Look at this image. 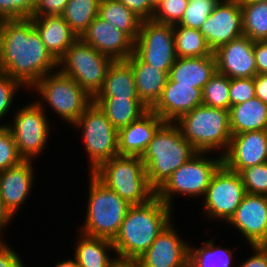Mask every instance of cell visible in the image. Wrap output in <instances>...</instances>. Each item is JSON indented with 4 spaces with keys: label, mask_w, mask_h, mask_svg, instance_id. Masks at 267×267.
<instances>
[{
    "label": "cell",
    "mask_w": 267,
    "mask_h": 267,
    "mask_svg": "<svg viewBox=\"0 0 267 267\" xmlns=\"http://www.w3.org/2000/svg\"><path fill=\"white\" fill-rule=\"evenodd\" d=\"M253 52L257 74H267V40L254 41Z\"/></svg>",
    "instance_id": "47"
},
{
    "label": "cell",
    "mask_w": 267,
    "mask_h": 267,
    "mask_svg": "<svg viewBox=\"0 0 267 267\" xmlns=\"http://www.w3.org/2000/svg\"><path fill=\"white\" fill-rule=\"evenodd\" d=\"M9 246L0 244V267H24L23 260Z\"/></svg>",
    "instance_id": "45"
},
{
    "label": "cell",
    "mask_w": 267,
    "mask_h": 267,
    "mask_svg": "<svg viewBox=\"0 0 267 267\" xmlns=\"http://www.w3.org/2000/svg\"><path fill=\"white\" fill-rule=\"evenodd\" d=\"M251 245H267V196L246 193L228 221Z\"/></svg>",
    "instance_id": "17"
},
{
    "label": "cell",
    "mask_w": 267,
    "mask_h": 267,
    "mask_svg": "<svg viewBox=\"0 0 267 267\" xmlns=\"http://www.w3.org/2000/svg\"><path fill=\"white\" fill-rule=\"evenodd\" d=\"M231 134L267 130V104L255 97L229 109Z\"/></svg>",
    "instance_id": "28"
},
{
    "label": "cell",
    "mask_w": 267,
    "mask_h": 267,
    "mask_svg": "<svg viewBox=\"0 0 267 267\" xmlns=\"http://www.w3.org/2000/svg\"><path fill=\"white\" fill-rule=\"evenodd\" d=\"M41 95L43 101L57 112L65 121L73 125L85 110L93 103L91 97L71 77L62 74L59 70L42 77L33 87Z\"/></svg>",
    "instance_id": "8"
},
{
    "label": "cell",
    "mask_w": 267,
    "mask_h": 267,
    "mask_svg": "<svg viewBox=\"0 0 267 267\" xmlns=\"http://www.w3.org/2000/svg\"><path fill=\"white\" fill-rule=\"evenodd\" d=\"M253 81L256 97L267 104V74H256Z\"/></svg>",
    "instance_id": "48"
},
{
    "label": "cell",
    "mask_w": 267,
    "mask_h": 267,
    "mask_svg": "<svg viewBox=\"0 0 267 267\" xmlns=\"http://www.w3.org/2000/svg\"><path fill=\"white\" fill-rule=\"evenodd\" d=\"M36 0H0V20H20L33 17Z\"/></svg>",
    "instance_id": "40"
},
{
    "label": "cell",
    "mask_w": 267,
    "mask_h": 267,
    "mask_svg": "<svg viewBox=\"0 0 267 267\" xmlns=\"http://www.w3.org/2000/svg\"><path fill=\"white\" fill-rule=\"evenodd\" d=\"M80 235L74 255L79 267H117L120 264L117 257L108 256L109 251L115 252L112 240Z\"/></svg>",
    "instance_id": "26"
},
{
    "label": "cell",
    "mask_w": 267,
    "mask_h": 267,
    "mask_svg": "<svg viewBox=\"0 0 267 267\" xmlns=\"http://www.w3.org/2000/svg\"><path fill=\"white\" fill-rule=\"evenodd\" d=\"M166 122L149 109L138 120L118 130V155L141 157Z\"/></svg>",
    "instance_id": "21"
},
{
    "label": "cell",
    "mask_w": 267,
    "mask_h": 267,
    "mask_svg": "<svg viewBox=\"0 0 267 267\" xmlns=\"http://www.w3.org/2000/svg\"><path fill=\"white\" fill-rule=\"evenodd\" d=\"M149 4L156 9L157 6L161 3V0H148Z\"/></svg>",
    "instance_id": "51"
},
{
    "label": "cell",
    "mask_w": 267,
    "mask_h": 267,
    "mask_svg": "<svg viewBox=\"0 0 267 267\" xmlns=\"http://www.w3.org/2000/svg\"><path fill=\"white\" fill-rule=\"evenodd\" d=\"M254 41L241 36L218 47L214 52L217 71L232 78H253L257 74Z\"/></svg>",
    "instance_id": "18"
},
{
    "label": "cell",
    "mask_w": 267,
    "mask_h": 267,
    "mask_svg": "<svg viewBox=\"0 0 267 267\" xmlns=\"http://www.w3.org/2000/svg\"><path fill=\"white\" fill-rule=\"evenodd\" d=\"M55 267H79L77 260H64L62 262H58Z\"/></svg>",
    "instance_id": "50"
},
{
    "label": "cell",
    "mask_w": 267,
    "mask_h": 267,
    "mask_svg": "<svg viewBox=\"0 0 267 267\" xmlns=\"http://www.w3.org/2000/svg\"><path fill=\"white\" fill-rule=\"evenodd\" d=\"M8 125L6 123L0 126V172L24 161L18 152Z\"/></svg>",
    "instance_id": "37"
},
{
    "label": "cell",
    "mask_w": 267,
    "mask_h": 267,
    "mask_svg": "<svg viewBox=\"0 0 267 267\" xmlns=\"http://www.w3.org/2000/svg\"><path fill=\"white\" fill-rule=\"evenodd\" d=\"M188 260L189 243L180 238L170 222L133 263L137 267H188Z\"/></svg>",
    "instance_id": "15"
},
{
    "label": "cell",
    "mask_w": 267,
    "mask_h": 267,
    "mask_svg": "<svg viewBox=\"0 0 267 267\" xmlns=\"http://www.w3.org/2000/svg\"><path fill=\"white\" fill-rule=\"evenodd\" d=\"M113 59L101 54L78 38L58 60L62 74L73 78L91 97H95L103 86Z\"/></svg>",
    "instance_id": "7"
},
{
    "label": "cell",
    "mask_w": 267,
    "mask_h": 267,
    "mask_svg": "<svg viewBox=\"0 0 267 267\" xmlns=\"http://www.w3.org/2000/svg\"><path fill=\"white\" fill-rule=\"evenodd\" d=\"M200 32L213 52L223 44L243 36L240 2L220 0L212 14L202 24Z\"/></svg>",
    "instance_id": "14"
},
{
    "label": "cell",
    "mask_w": 267,
    "mask_h": 267,
    "mask_svg": "<svg viewBox=\"0 0 267 267\" xmlns=\"http://www.w3.org/2000/svg\"><path fill=\"white\" fill-rule=\"evenodd\" d=\"M80 39L114 61L127 60L133 54L134 42L99 16L90 23Z\"/></svg>",
    "instance_id": "19"
},
{
    "label": "cell",
    "mask_w": 267,
    "mask_h": 267,
    "mask_svg": "<svg viewBox=\"0 0 267 267\" xmlns=\"http://www.w3.org/2000/svg\"><path fill=\"white\" fill-rule=\"evenodd\" d=\"M207 152L195 153L181 165L164 184L156 191V196L171 207L173 194L188 196H204L213 174L223 164L222 155L219 159L205 156Z\"/></svg>",
    "instance_id": "9"
},
{
    "label": "cell",
    "mask_w": 267,
    "mask_h": 267,
    "mask_svg": "<svg viewBox=\"0 0 267 267\" xmlns=\"http://www.w3.org/2000/svg\"><path fill=\"white\" fill-rule=\"evenodd\" d=\"M93 102L105 113L117 131L138 120L149 110L140 99L94 97Z\"/></svg>",
    "instance_id": "27"
},
{
    "label": "cell",
    "mask_w": 267,
    "mask_h": 267,
    "mask_svg": "<svg viewBox=\"0 0 267 267\" xmlns=\"http://www.w3.org/2000/svg\"><path fill=\"white\" fill-rule=\"evenodd\" d=\"M117 267H137L134 263H120Z\"/></svg>",
    "instance_id": "53"
},
{
    "label": "cell",
    "mask_w": 267,
    "mask_h": 267,
    "mask_svg": "<svg viewBox=\"0 0 267 267\" xmlns=\"http://www.w3.org/2000/svg\"><path fill=\"white\" fill-rule=\"evenodd\" d=\"M101 0H69L61 15L72 31L80 38L98 16Z\"/></svg>",
    "instance_id": "32"
},
{
    "label": "cell",
    "mask_w": 267,
    "mask_h": 267,
    "mask_svg": "<svg viewBox=\"0 0 267 267\" xmlns=\"http://www.w3.org/2000/svg\"><path fill=\"white\" fill-rule=\"evenodd\" d=\"M177 57L193 58L213 55L200 29L173 26Z\"/></svg>",
    "instance_id": "31"
},
{
    "label": "cell",
    "mask_w": 267,
    "mask_h": 267,
    "mask_svg": "<svg viewBox=\"0 0 267 267\" xmlns=\"http://www.w3.org/2000/svg\"><path fill=\"white\" fill-rule=\"evenodd\" d=\"M142 20H152L155 9L148 0H118Z\"/></svg>",
    "instance_id": "44"
},
{
    "label": "cell",
    "mask_w": 267,
    "mask_h": 267,
    "mask_svg": "<svg viewBox=\"0 0 267 267\" xmlns=\"http://www.w3.org/2000/svg\"><path fill=\"white\" fill-rule=\"evenodd\" d=\"M229 90L230 78L217 71L202 89V104L229 111Z\"/></svg>",
    "instance_id": "35"
},
{
    "label": "cell",
    "mask_w": 267,
    "mask_h": 267,
    "mask_svg": "<svg viewBox=\"0 0 267 267\" xmlns=\"http://www.w3.org/2000/svg\"><path fill=\"white\" fill-rule=\"evenodd\" d=\"M30 19L46 49L57 61L78 39L61 15L33 16Z\"/></svg>",
    "instance_id": "24"
},
{
    "label": "cell",
    "mask_w": 267,
    "mask_h": 267,
    "mask_svg": "<svg viewBox=\"0 0 267 267\" xmlns=\"http://www.w3.org/2000/svg\"><path fill=\"white\" fill-rule=\"evenodd\" d=\"M202 104V90L192 85H176L169 77L162 95L151 110L165 122H175Z\"/></svg>",
    "instance_id": "20"
},
{
    "label": "cell",
    "mask_w": 267,
    "mask_h": 267,
    "mask_svg": "<svg viewBox=\"0 0 267 267\" xmlns=\"http://www.w3.org/2000/svg\"><path fill=\"white\" fill-rule=\"evenodd\" d=\"M240 3H255V2H264L267 0H238Z\"/></svg>",
    "instance_id": "52"
},
{
    "label": "cell",
    "mask_w": 267,
    "mask_h": 267,
    "mask_svg": "<svg viewBox=\"0 0 267 267\" xmlns=\"http://www.w3.org/2000/svg\"><path fill=\"white\" fill-rule=\"evenodd\" d=\"M232 259L233 251L214 245L213 240L196 249L189 245L188 267H231Z\"/></svg>",
    "instance_id": "34"
},
{
    "label": "cell",
    "mask_w": 267,
    "mask_h": 267,
    "mask_svg": "<svg viewBox=\"0 0 267 267\" xmlns=\"http://www.w3.org/2000/svg\"><path fill=\"white\" fill-rule=\"evenodd\" d=\"M187 0H161L154 11L152 20L156 23L176 25L183 17Z\"/></svg>",
    "instance_id": "39"
},
{
    "label": "cell",
    "mask_w": 267,
    "mask_h": 267,
    "mask_svg": "<svg viewBox=\"0 0 267 267\" xmlns=\"http://www.w3.org/2000/svg\"><path fill=\"white\" fill-rule=\"evenodd\" d=\"M240 5L243 35L252 41L267 40V1Z\"/></svg>",
    "instance_id": "33"
},
{
    "label": "cell",
    "mask_w": 267,
    "mask_h": 267,
    "mask_svg": "<svg viewBox=\"0 0 267 267\" xmlns=\"http://www.w3.org/2000/svg\"><path fill=\"white\" fill-rule=\"evenodd\" d=\"M255 254L238 267H267V245H251Z\"/></svg>",
    "instance_id": "46"
},
{
    "label": "cell",
    "mask_w": 267,
    "mask_h": 267,
    "mask_svg": "<svg viewBox=\"0 0 267 267\" xmlns=\"http://www.w3.org/2000/svg\"><path fill=\"white\" fill-rule=\"evenodd\" d=\"M43 103H30L14 115V122L8 125L18 152L24 160H32L46 148L49 138V122Z\"/></svg>",
    "instance_id": "11"
},
{
    "label": "cell",
    "mask_w": 267,
    "mask_h": 267,
    "mask_svg": "<svg viewBox=\"0 0 267 267\" xmlns=\"http://www.w3.org/2000/svg\"><path fill=\"white\" fill-rule=\"evenodd\" d=\"M133 52L142 61L169 74L177 59L173 25L142 20Z\"/></svg>",
    "instance_id": "13"
},
{
    "label": "cell",
    "mask_w": 267,
    "mask_h": 267,
    "mask_svg": "<svg viewBox=\"0 0 267 267\" xmlns=\"http://www.w3.org/2000/svg\"><path fill=\"white\" fill-rule=\"evenodd\" d=\"M239 174L246 193L267 196V162L247 167Z\"/></svg>",
    "instance_id": "38"
},
{
    "label": "cell",
    "mask_w": 267,
    "mask_h": 267,
    "mask_svg": "<svg viewBox=\"0 0 267 267\" xmlns=\"http://www.w3.org/2000/svg\"><path fill=\"white\" fill-rule=\"evenodd\" d=\"M98 16L124 32L133 42L140 31L142 19L118 0H101Z\"/></svg>",
    "instance_id": "30"
},
{
    "label": "cell",
    "mask_w": 267,
    "mask_h": 267,
    "mask_svg": "<svg viewBox=\"0 0 267 267\" xmlns=\"http://www.w3.org/2000/svg\"><path fill=\"white\" fill-rule=\"evenodd\" d=\"M126 61L132 68L140 100L151 109L162 95L168 73L142 61L134 52Z\"/></svg>",
    "instance_id": "23"
},
{
    "label": "cell",
    "mask_w": 267,
    "mask_h": 267,
    "mask_svg": "<svg viewBox=\"0 0 267 267\" xmlns=\"http://www.w3.org/2000/svg\"><path fill=\"white\" fill-rule=\"evenodd\" d=\"M245 195L240 174L222 164L213 174L206 189L203 210L208 214L207 217L228 222Z\"/></svg>",
    "instance_id": "12"
},
{
    "label": "cell",
    "mask_w": 267,
    "mask_h": 267,
    "mask_svg": "<svg viewBox=\"0 0 267 267\" xmlns=\"http://www.w3.org/2000/svg\"><path fill=\"white\" fill-rule=\"evenodd\" d=\"M220 0L189 1L180 22L173 26L200 29L205 20L212 14Z\"/></svg>",
    "instance_id": "36"
},
{
    "label": "cell",
    "mask_w": 267,
    "mask_h": 267,
    "mask_svg": "<svg viewBox=\"0 0 267 267\" xmlns=\"http://www.w3.org/2000/svg\"><path fill=\"white\" fill-rule=\"evenodd\" d=\"M55 68L58 61L46 49L30 18L2 21L0 72L32 88Z\"/></svg>",
    "instance_id": "1"
},
{
    "label": "cell",
    "mask_w": 267,
    "mask_h": 267,
    "mask_svg": "<svg viewBox=\"0 0 267 267\" xmlns=\"http://www.w3.org/2000/svg\"><path fill=\"white\" fill-rule=\"evenodd\" d=\"M13 219L11 212L5 207L3 200L0 197V233H2V228L10 223V220ZM1 236V234H0ZM1 239V237H0ZM0 244H5L0 240Z\"/></svg>",
    "instance_id": "49"
},
{
    "label": "cell",
    "mask_w": 267,
    "mask_h": 267,
    "mask_svg": "<svg viewBox=\"0 0 267 267\" xmlns=\"http://www.w3.org/2000/svg\"><path fill=\"white\" fill-rule=\"evenodd\" d=\"M230 107L256 97L253 78L230 79Z\"/></svg>",
    "instance_id": "41"
},
{
    "label": "cell",
    "mask_w": 267,
    "mask_h": 267,
    "mask_svg": "<svg viewBox=\"0 0 267 267\" xmlns=\"http://www.w3.org/2000/svg\"><path fill=\"white\" fill-rule=\"evenodd\" d=\"M91 173L130 205L144 204L156 195L141 157L116 155Z\"/></svg>",
    "instance_id": "4"
},
{
    "label": "cell",
    "mask_w": 267,
    "mask_h": 267,
    "mask_svg": "<svg viewBox=\"0 0 267 267\" xmlns=\"http://www.w3.org/2000/svg\"><path fill=\"white\" fill-rule=\"evenodd\" d=\"M216 72V59L213 54L205 57H177L168 75L176 85H192L202 90Z\"/></svg>",
    "instance_id": "25"
},
{
    "label": "cell",
    "mask_w": 267,
    "mask_h": 267,
    "mask_svg": "<svg viewBox=\"0 0 267 267\" xmlns=\"http://www.w3.org/2000/svg\"><path fill=\"white\" fill-rule=\"evenodd\" d=\"M19 87L21 88L23 85L7 74L0 72V120L8 114L13 97Z\"/></svg>",
    "instance_id": "42"
},
{
    "label": "cell",
    "mask_w": 267,
    "mask_h": 267,
    "mask_svg": "<svg viewBox=\"0 0 267 267\" xmlns=\"http://www.w3.org/2000/svg\"><path fill=\"white\" fill-rule=\"evenodd\" d=\"M197 151L182 136L174 122H166L141 156L149 185L157 191Z\"/></svg>",
    "instance_id": "3"
},
{
    "label": "cell",
    "mask_w": 267,
    "mask_h": 267,
    "mask_svg": "<svg viewBox=\"0 0 267 267\" xmlns=\"http://www.w3.org/2000/svg\"><path fill=\"white\" fill-rule=\"evenodd\" d=\"M33 171L32 161L24 160L0 172V197L13 216L30 194Z\"/></svg>",
    "instance_id": "22"
},
{
    "label": "cell",
    "mask_w": 267,
    "mask_h": 267,
    "mask_svg": "<svg viewBox=\"0 0 267 267\" xmlns=\"http://www.w3.org/2000/svg\"><path fill=\"white\" fill-rule=\"evenodd\" d=\"M267 162V130L242 132L231 136L222 163L229 170L243 169Z\"/></svg>",
    "instance_id": "16"
},
{
    "label": "cell",
    "mask_w": 267,
    "mask_h": 267,
    "mask_svg": "<svg viewBox=\"0 0 267 267\" xmlns=\"http://www.w3.org/2000/svg\"><path fill=\"white\" fill-rule=\"evenodd\" d=\"M69 0H36L33 16L62 15Z\"/></svg>",
    "instance_id": "43"
},
{
    "label": "cell",
    "mask_w": 267,
    "mask_h": 267,
    "mask_svg": "<svg viewBox=\"0 0 267 267\" xmlns=\"http://www.w3.org/2000/svg\"><path fill=\"white\" fill-rule=\"evenodd\" d=\"M171 208L156 195L144 204L129 207L118 234L112 240L120 263H133L151 246L172 222Z\"/></svg>",
    "instance_id": "2"
},
{
    "label": "cell",
    "mask_w": 267,
    "mask_h": 267,
    "mask_svg": "<svg viewBox=\"0 0 267 267\" xmlns=\"http://www.w3.org/2000/svg\"><path fill=\"white\" fill-rule=\"evenodd\" d=\"M82 130L85 150L90 159V172L101 163L118 155V131L94 102L73 124Z\"/></svg>",
    "instance_id": "10"
},
{
    "label": "cell",
    "mask_w": 267,
    "mask_h": 267,
    "mask_svg": "<svg viewBox=\"0 0 267 267\" xmlns=\"http://www.w3.org/2000/svg\"><path fill=\"white\" fill-rule=\"evenodd\" d=\"M174 123L197 152L221 149L223 155L228 149L232 136L228 110L201 104Z\"/></svg>",
    "instance_id": "5"
},
{
    "label": "cell",
    "mask_w": 267,
    "mask_h": 267,
    "mask_svg": "<svg viewBox=\"0 0 267 267\" xmlns=\"http://www.w3.org/2000/svg\"><path fill=\"white\" fill-rule=\"evenodd\" d=\"M95 97L140 99L135 87L132 68L126 60H116L110 65L104 83Z\"/></svg>",
    "instance_id": "29"
},
{
    "label": "cell",
    "mask_w": 267,
    "mask_h": 267,
    "mask_svg": "<svg viewBox=\"0 0 267 267\" xmlns=\"http://www.w3.org/2000/svg\"><path fill=\"white\" fill-rule=\"evenodd\" d=\"M86 220L81 233L113 240L129 207L116 192L101 183L91 172Z\"/></svg>",
    "instance_id": "6"
}]
</instances>
